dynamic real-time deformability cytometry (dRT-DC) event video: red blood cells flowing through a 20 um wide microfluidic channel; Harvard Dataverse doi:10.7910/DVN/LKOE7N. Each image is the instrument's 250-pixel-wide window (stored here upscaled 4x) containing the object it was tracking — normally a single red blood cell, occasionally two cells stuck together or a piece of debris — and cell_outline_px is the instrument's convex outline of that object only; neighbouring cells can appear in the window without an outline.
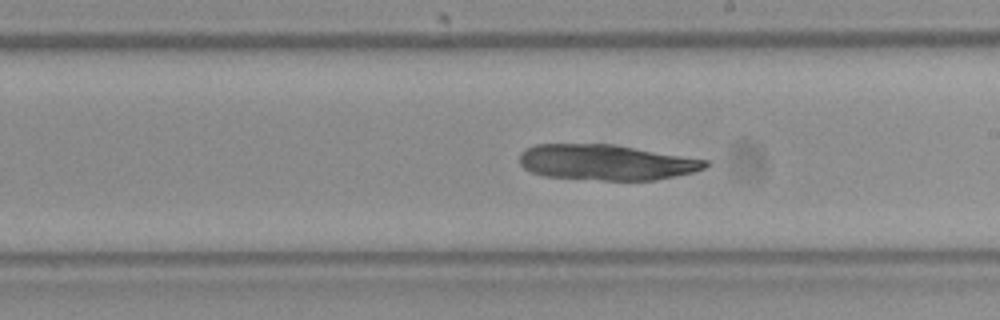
{"species": "Egyptian fruit bat (a non-hibernating species)", "species_latin": "Rousettus aegyptiacus", "temperature_condition": "room temperature", "stored_images_in_passage": 37, "camera_frame_rate_fps": 3000, "um_per_image_px": 0.085, "frame": {"image": 1, "passage_image": 16, "time_ms": 5.0, "image_size_px": [1000, 320], "cell_outline_px": [[708, 164], [704, 168], [692, 172], [656, 180], [604, 180], [544, 176], [532, 172], [524, 168], [520, 164], [520, 152], [524, 148], [536, 144], [616, 144], [708, 160]], "centroid_in_image_um": [51.5, 13.79], "position_along_channel_um": 237.5, "area_um2": 38.55}}
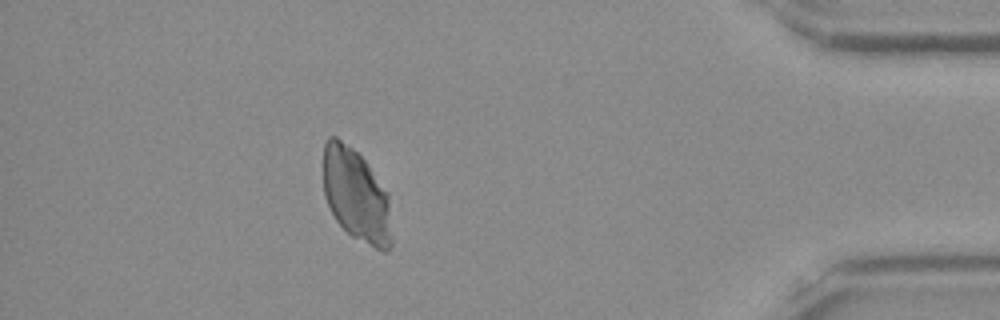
{"frame": {"image": 2, "passage_image": 32, "time_ms": 10.333, "image_size_px": [1000, 320], "cell_outline_px": [[392, 244], [384, 252], [352, 236], [336, 220], [324, 196], [324, 144], [328, 136], [336, 136], [348, 144], [364, 160], [388, 192], [392, 236]], "centroid_in_image_um": [30.28, 16.59], "position_along_channel_um": 404.9, "area_um2": 36.82}}